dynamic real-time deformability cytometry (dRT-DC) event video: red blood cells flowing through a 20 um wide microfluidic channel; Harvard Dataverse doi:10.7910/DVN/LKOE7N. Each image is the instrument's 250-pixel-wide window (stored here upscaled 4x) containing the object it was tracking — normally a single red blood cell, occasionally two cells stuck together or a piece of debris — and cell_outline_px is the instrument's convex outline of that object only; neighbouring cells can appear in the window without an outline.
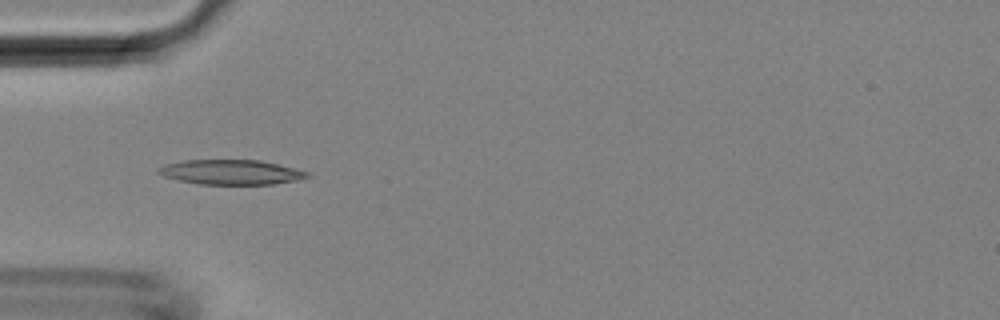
{"species": "Egyptian fruit bat (a non-hibernating species)", "species_latin": "Rousettus aegyptiacus", "temperature_condition": "room temperature", "stored_images_in_passage": 34, "camera_frame_rate_fps": 3000, "um_per_image_px": 0.085, "animal": {"sex": "female"}, "frame": {"image": 1, "passage_image": 4, "time_ms": 1.0, "image_size_px": [1000, 320], "cell_outline_px": [[312, 176], [300, 180], [272, 184], [200, 184], [180, 180], [164, 176], [156, 172], [156, 168], [164, 164], [184, 160], [260, 160], [312, 172]], "centroid_in_image_um": [19.68, 14.63], "position_along_channel_um": 65.3, "area_um2": 21.68}}
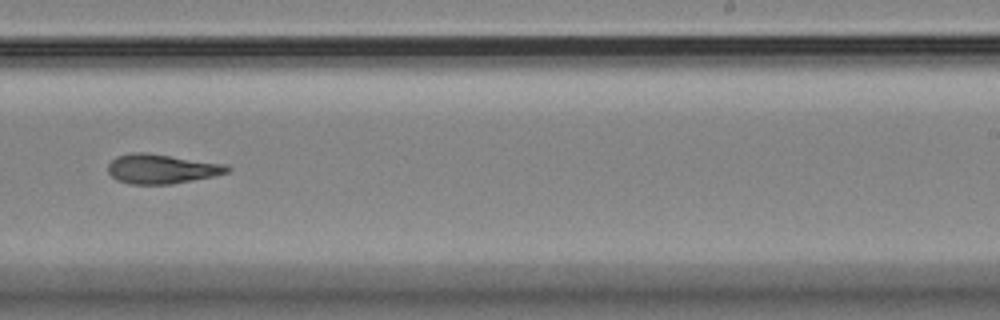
{"frame": {"image": 2, "passage_image": 18, "time_ms": 5.667, "image_size_px": [1000, 320], "cell_outline_px": [[232, 168], [228, 172], [212, 176], [172, 184], [132, 184], [116, 180], [108, 172], [108, 164], [116, 156], [128, 152], [144, 152], [228, 164]], "centroid_in_image_um": [13.73, 14.34], "position_along_channel_um": 275.3, "area_um2": 20.58}}
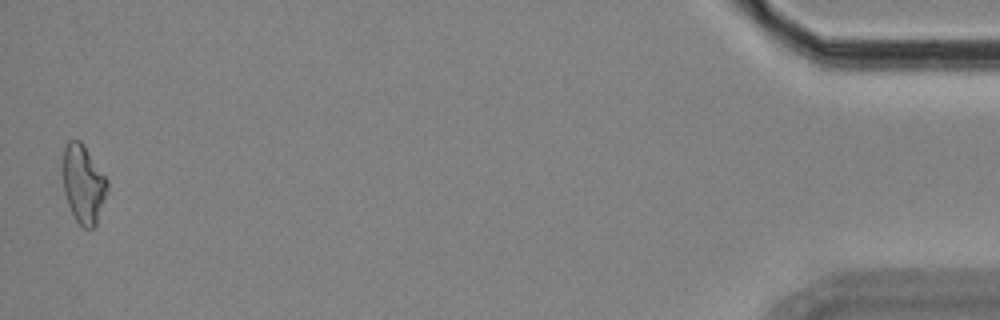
{"frame": {"image": 3, "passage_image": 34, "time_ms": 11.0, "image_size_px": [1000, 320], "cell_outline_px": [[108, 192], [96, 224], [92, 228], [84, 228], [76, 220], [68, 204], [64, 192], [60, 168], [64, 148], [68, 140], [80, 140], [84, 144], [108, 180]], "centroid_in_image_um": [7.06, 15.6], "position_along_channel_um": 428.1, "area_um2": 20.81}}